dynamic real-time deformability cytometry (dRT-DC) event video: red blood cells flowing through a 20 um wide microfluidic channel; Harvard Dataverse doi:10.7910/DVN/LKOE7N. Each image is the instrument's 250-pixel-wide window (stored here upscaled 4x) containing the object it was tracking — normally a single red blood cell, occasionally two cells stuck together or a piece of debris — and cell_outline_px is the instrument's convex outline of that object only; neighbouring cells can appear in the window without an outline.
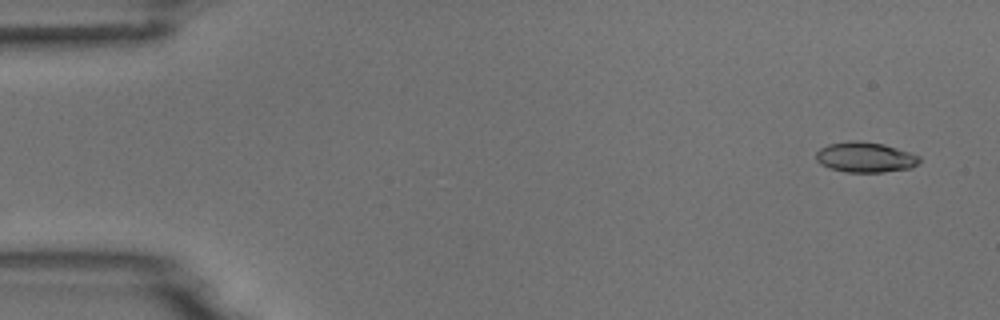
{"species": "common noctule bat (a hibernating species)", "species_latin": "Nyctalus noctula", "temperature_condition": "room temperature", "stored_images_in_passage": 4, "camera_frame_rate_fps": 3000, "um_per_image_px": 0.085, "animal": {"sex": "male", "body_mass_g": 18.8}, "frame": {"image": 1, "passage_image": 1, "time_ms": 0.0, "image_size_px": [1000, 320], "cell_outline_px": [[920, 160], [912, 168], [884, 172], [848, 172], [828, 168], [820, 164], [816, 160], [816, 152], [820, 148], [828, 144], [848, 140], [860, 140], [884, 144], [920, 156]], "centroid_in_image_um": [73.51, 13.36], "position_along_channel_um": 11.5, "area_um2": 18.38}}
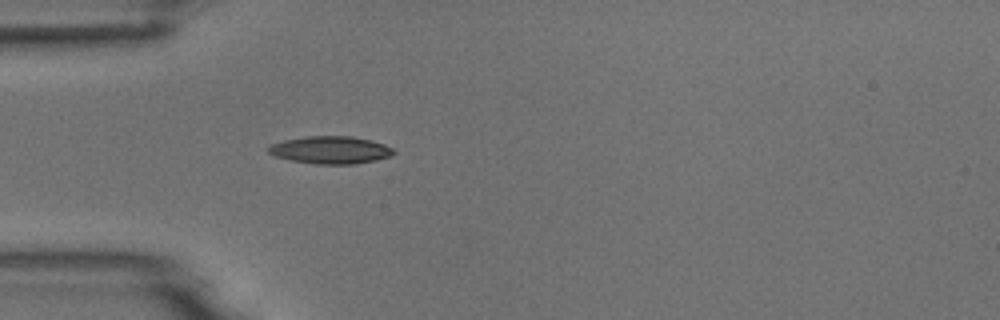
{"frame": {"image": 2, "passage_image": 4, "time_ms": 4.333, "image_size_px": [1000, 320], "cell_outline_px": [[396, 152], [388, 156], [376, 160], [356, 164], [316, 164], [292, 160], [276, 156], [268, 152], [268, 148], [272, 144], [284, 140], [304, 136], [352, 136], [372, 140], [384, 144], [392, 148]], "centroid_in_image_um": [28.11, 12.74], "position_along_channel_um": 56.9, "area_um2": 20.0}}